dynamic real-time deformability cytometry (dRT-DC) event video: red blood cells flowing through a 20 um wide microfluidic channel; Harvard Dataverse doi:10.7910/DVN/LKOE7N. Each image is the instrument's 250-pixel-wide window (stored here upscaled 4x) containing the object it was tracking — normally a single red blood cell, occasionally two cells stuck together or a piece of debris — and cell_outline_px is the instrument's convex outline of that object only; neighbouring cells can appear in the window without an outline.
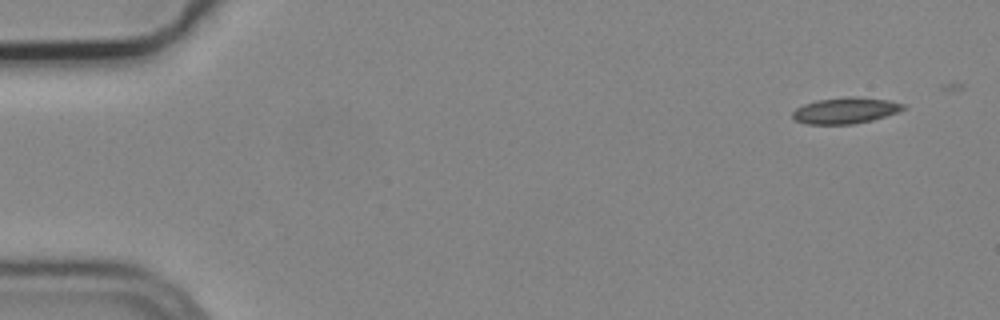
{"species": "common noctule bat (a hibernating species)", "species_latin": "Nyctalus noctula", "temperature_condition": "cold", "stored_images_in_passage": 7, "camera_frame_rate_fps": 3000, "um_per_image_px": 0.085, "animal": {"sex": "male", "body_mass_g": 19.2, "forearm_length_mm": 51.8}, "frame": {"image": 1, "passage_image": 1, "time_ms": 0.0, "image_size_px": [1000, 320], "cell_outline_px": [[904, 108], [896, 112], [872, 120], [852, 124], [808, 124], [792, 120], [792, 112], [796, 108], [804, 104], [816, 100], [844, 96], [856, 96], [888, 100], [904, 104]], "centroid_in_image_um": [71.79, 9.38], "position_along_channel_um": 13.2, "area_um2": 16.88}}
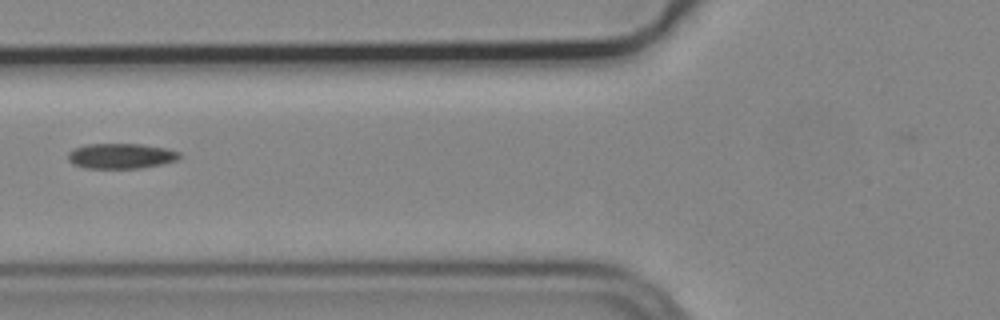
{"frame": {"image": 2, "passage_image": 6, "time_ms": 1.667, "image_size_px": [1000, 320], "cell_outline_px": [[180, 156], [176, 160], [160, 164], [140, 168], [84, 168], [72, 164], [68, 160], [68, 152], [72, 148], [84, 144], [140, 144], [168, 148], [180, 152]], "centroid_in_image_um": [10.23, 13.25], "position_along_channel_um": 115.6, "area_um2": 16.53}}
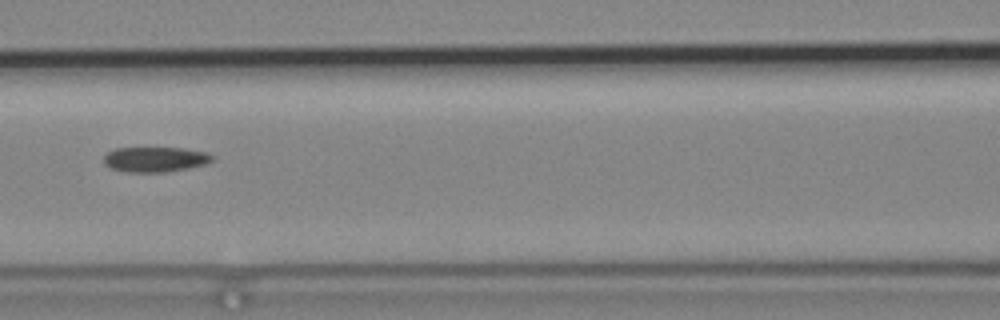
{"frame": {"image": 3, "passage_image": 7, "time_ms": 2.0, "image_size_px": [1000, 320], "cell_outline_px": [[216, 160], [208, 164], [188, 168], [164, 172], [124, 172], [108, 168], [104, 164], [104, 156], [108, 152], [116, 148], [184, 148], [208, 152], [216, 156]], "centroid_in_image_um": [13.25, 13.55], "position_along_channel_um": 153.4, "area_um2": 16.24}}